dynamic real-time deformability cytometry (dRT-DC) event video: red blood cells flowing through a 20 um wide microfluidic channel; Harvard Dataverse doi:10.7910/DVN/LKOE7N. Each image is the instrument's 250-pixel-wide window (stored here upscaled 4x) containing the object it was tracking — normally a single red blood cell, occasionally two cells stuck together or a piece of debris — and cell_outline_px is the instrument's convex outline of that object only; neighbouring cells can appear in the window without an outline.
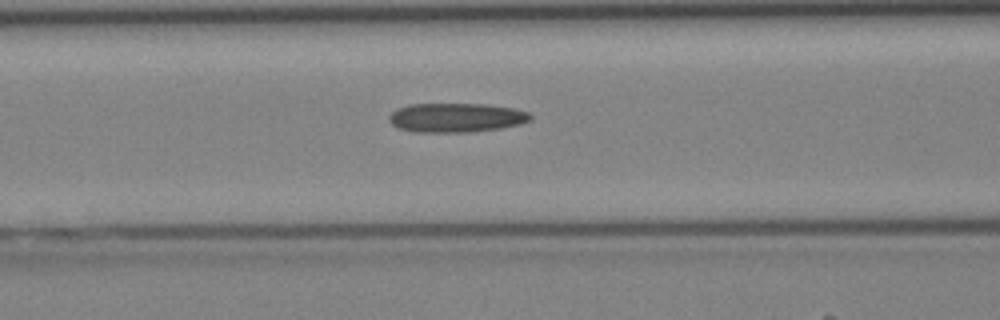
{"species": "Egyptian fruit bat (a non-hibernating species)", "species_latin": "Rousettus aegyptiacus", "temperature_condition": "cold", "stored_images_in_passage": 17, "camera_frame_rate_fps": 3000, "um_per_image_px": 0.085, "animal": {"sex": "female"}, "frame": {"image": 1, "passage_image": 8, "time_ms": 2.333, "image_size_px": [1000, 320], "cell_outline_px": [[532, 120], [520, 124], [500, 128], [472, 132], [412, 132], [396, 128], [388, 120], [388, 116], [396, 108], [408, 104], [488, 104], [516, 108], [528, 112], [532, 116]], "centroid_in_image_um": [38.76, 10.0], "position_along_channel_um": 127.8, "area_um2": 24.45}}
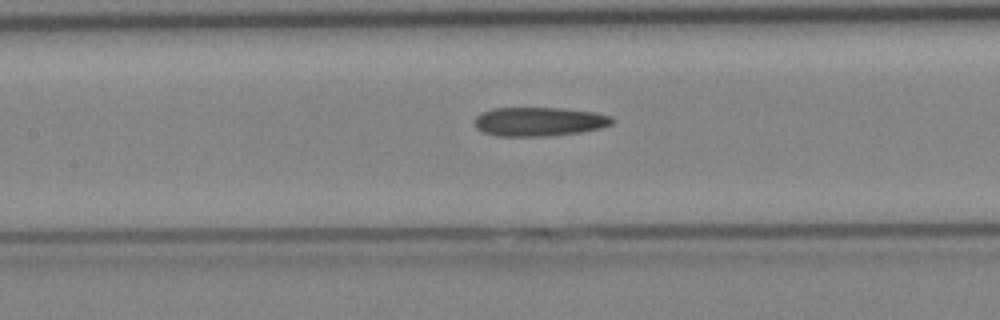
{"frame": {"image": 2, "passage_image": 10, "time_ms": 3.0, "image_size_px": [1000, 320], "cell_outline_px": [[612, 124], [600, 128], [580, 132], [548, 136], [496, 136], [484, 132], [476, 128], [476, 116], [480, 112], [492, 108], [564, 108], [592, 112], [612, 116]], "centroid_in_image_um": [45.8, 10.33], "position_along_channel_um": 161.6, "area_um2": 23.18}}